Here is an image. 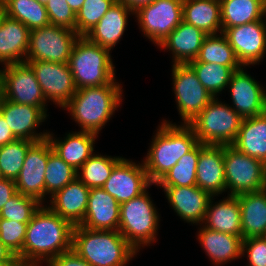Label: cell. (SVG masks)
I'll use <instances>...</instances> for the list:
<instances>
[{
	"instance_id": "9a60e30c",
	"label": "cell",
	"mask_w": 266,
	"mask_h": 266,
	"mask_svg": "<svg viewBox=\"0 0 266 266\" xmlns=\"http://www.w3.org/2000/svg\"><path fill=\"white\" fill-rule=\"evenodd\" d=\"M53 151L48 139L35 142L27 151L23 167L15 180L18 193L33 197L44 204L45 170L49 154Z\"/></svg>"
},
{
	"instance_id": "ac0fdd59",
	"label": "cell",
	"mask_w": 266,
	"mask_h": 266,
	"mask_svg": "<svg viewBox=\"0 0 266 266\" xmlns=\"http://www.w3.org/2000/svg\"><path fill=\"white\" fill-rule=\"evenodd\" d=\"M243 66L231 75L229 86L233 105L242 117L249 118L265 113V90L243 70Z\"/></svg>"
},
{
	"instance_id": "f5cc1de1",
	"label": "cell",
	"mask_w": 266,
	"mask_h": 266,
	"mask_svg": "<svg viewBox=\"0 0 266 266\" xmlns=\"http://www.w3.org/2000/svg\"><path fill=\"white\" fill-rule=\"evenodd\" d=\"M39 264H42V263L16 261L12 266H42V265H39Z\"/></svg>"
},
{
	"instance_id": "4fadbf2b",
	"label": "cell",
	"mask_w": 266,
	"mask_h": 266,
	"mask_svg": "<svg viewBox=\"0 0 266 266\" xmlns=\"http://www.w3.org/2000/svg\"><path fill=\"white\" fill-rule=\"evenodd\" d=\"M47 100L64 107L76 93L77 88L68 63L49 61L27 62Z\"/></svg>"
},
{
	"instance_id": "e0dca14e",
	"label": "cell",
	"mask_w": 266,
	"mask_h": 266,
	"mask_svg": "<svg viewBox=\"0 0 266 266\" xmlns=\"http://www.w3.org/2000/svg\"><path fill=\"white\" fill-rule=\"evenodd\" d=\"M0 114L17 139H27L34 142L47 139V131L43 133H36L35 131L49 116L46 107L17 104L5 99Z\"/></svg>"
},
{
	"instance_id": "7dc6e473",
	"label": "cell",
	"mask_w": 266,
	"mask_h": 266,
	"mask_svg": "<svg viewBox=\"0 0 266 266\" xmlns=\"http://www.w3.org/2000/svg\"><path fill=\"white\" fill-rule=\"evenodd\" d=\"M17 139L9 128L8 123L4 120L0 114V146L6 145Z\"/></svg>"
},
{
	"instance_id": "4dcf8cb0",
	"label": "cell",
	"mask_w": 266,
	"mask_h": 266,
	"mask_svg": "<svg viewBox=\"0 0 266 266\" xmlns=\"http://www.w3.org/2000/svg\"><path fill=\"white\" fill-rule=\"evenodd\" d=\"M183 21L207 35L222 33L220 0H183Z\"/></svg>"
},
{
	"instance_id": "bcb514c9",
	"label": "cell",
	"mask_w": 266,
	"mask_h": 266,
	"mask_svg": "<svg viewBox=\"0 0 266 266\" xmlns=\"http://www.w3.org/2000/svg\"><path fill=\"white\" fill-rule=\"evenodd\" d=\"M16 193L15 180L6 178L0 180V211Z\"/></svg>"
},
{
	"instance_id": "f35d334b",
	"label": "cell",
	"mask_w": 266,
	"mask_h": 266,
	"mask_svg": "<svg viewBox=\"0 0 266 266\" xmlns=\"http://www.w3.org/2000/svg\"><path fill=\"white\" fill-rule=\"evenodd\" d=\"M76 177L77 171L52 151L45 170V196L47 194L53 196Z\"/></svg>"
},
{
	"instance_id": "cb8c5ba5",
	"label": "cell",
	"mask_w": 266,
	"mask_h": 266,
	"mask_svg": "<svg viewBox=\"0 0 266 266\" xmlns=\"http://www.w3.org/2000/svg\"><path fill=\"white\" fill-rule=\"evenodd\" d=\"M207 37L201 29L182 21L159 45L169 49L174 64H188L193 61Z\"/></svg>"
},
{
	"instance_id": "5bb4252c",
	"label": "cell",
	"mask_w": 266,
	"mask_h": 266,
	"mask_svg": "<svg viewBox=\"0 0 266 266\" xmlns=\"http://www.w3.org/2000/svg\"><path fill=\"white\" fill-rule=\"evenodd\" d=\"M258 20L225 29L222 34L244 67L259 63L266 54V21Z\"/></svg>"
},
{
	"instance_id": "74e56055",
	"label": "cell",
	"mask_w": 266,
	"mask_h": 266,
	"mask_svg": "<svg viewBox=\"0 0 266 266\" xmlns=\"http://www.w3.org/2000/svg\"><path fill=\"white\" fill-rule=\"evenodd\" d=\"M34 143L27 139H15L0 146V169L3 178L16 180L23 167L26 153Z\"/></svg>"
},
{
	"instance_id": "60d3db41",
	"label": "cell",
	"mask_w": 266,
	"mask_h": 266,
	"mask_svg": "<svg viewBox=\"0 0 266 266\" xmlns=\"http://www.w3.org/2000/svg\"><path fill=\"white\" fill-rule=\"evenodd\" d=\"M41 205L37 199L17 192L1 209L0 219L28 224Z\"/></svg>"
},
{
	"instance_id": "6da1fadb",
	"label": "cell",
	"mask_w": 266,
	"mask_h": 266,
	"mask_svg": "<svg viewBox=\"0 0 266 266\" xmlns=\"http://www.w3.org/2000/svg\"><path fill=\"white\" fill-rule=\"evenodd\" d=\"M74 225L44 205L28 223L20 262L49 263L61 253L72 249ZM43 261V262H42Z\"/></svg>"
},
{
	"instance_id": "e575fe53",
	"label": "cell",
	"mask_w": 266,
	"mask_h": 266,
	"mask_svg": "<svg viewBox=\"0 0 266 266\" xmlns=\"http://www.w3.org/2000/svg\"><path fill=\"white\" fill-rule=\"evenodd\" d=\"M122 157L93 154L77 171V178L88 188H101ZM80 170V171H79Z\"/></svg>"
},
{
	"instance_id": "3957f363",
	"label": "cell",
	"mask_w": 266,
	"mask_h": 266,
	"mask_svg": "<svg viewBox=\"0 0 266 266\" xmlns=\"http://www.w3.org/2000/svg\"><path fill=\"white\" fill-rule=\"evenodd\" d=\"M72 249L91 266H126L138 253L118 230L75 225Z\"/></svg>"
},
{
	"instance_id": "4316f807",
	"label": "cell",
	"mask_w": 266,
	"mask_h": 266,
	"mask_svg": "<svg viewBox=\"0 0 266 266\" xmlns=\"http://www.w3.org/2000/svg\"><path fill=\"white\" fill-rule=\"evenodd\" d=\"M198 240L212 264L221 266L242 257L243 237L213 231L202 226Z\"/></svg>"
},
{
	"instance_id": "44dd1931",
	"label": "cell",
	"mask_w": 266,
	"mask_h": 266,
	"mask_svg": "<svg viewBox=\"0 0 266 266\" xmlns=\"http://www.w3.org/2000/svg\"><path fill=\"white\" fill-rule=\"evenodd\" d=\"M120 221V204L102 187L91 188L88 196L87 210L79 224L92 230H118Z\"/></svg>"
},
{
	"instance_id": "681fc988",
	"label": "cell",
	"mask_w": 266,
	"mask_h": 266,
	"mask_svg": "<svg viewBox=\"0 0 266 266\" xmlns=\"http://www.w3.org/2000/svg\"><path fill=\"white\" fill-rule=\"evenodd\" d=\"M155 0H116V2L122 3L133 12H136L139 8L151 4Z\"/></svg>"
},
{
	"instance_id": "f546056e",
	"label": "cell",
	"mask_w": 266,
	"mask_h": 266,
	"mask_svg": "<svg viewBox=\"0 0 266 266\" xmlns=\"http://www.w3.org/2000/svg\"><path fill=\"white\" fill-rule=\"evenodd\" d=\"M232 146L266 163V113L243 118Z\"/></svg>"
},
{
	"instance_id": "7c38bea8",
	"label": "cell",
	"mask_w": 266,
	"mask_h": 266,
	"mask_svg": "<svg viewBox=\"0 0 266 266\" xmlns=\"http://www.w3.org/2000/svg\"><path fill=\"white\" fill-rule=\"evenodd\" d=\"M0 76L4 84L5 99L17 104L46 107L47 101L27 62L4 66Z\"/></svg>"
},
{
	"instance_id": "680465c9",
	"label": "cell",
	"mask_w": 266,
	"mask_h": 266,
	"mask_svg": "<svg viewBox=\"0 0 266 266\" xmlns=\"http://www.w3.org/2000/svg\"><path fill=\"white\" fill-rule=\"evenodd\" d=\"M265 113H266V92H265Z\"/></svg>"
},
{
	"instance_id": "b9f144b4",
	"label": "cell",
	"mask_w": 266,
	"mask_h": 266,
	"mask_svg": "<svg viewBox=\"0 0 266 266\" xmlns=\"http://www.w3.org/2000/svg\"><path fill=\"white\" fill-rule=\"evenodd\" d=\"M27 223L0 219V241L17 257L22 252Z\"/></svg>"
},
{
	"instance_id": "7a4b0ae2",
	"label": "cell",
	"mask_w": 266,
	"mask_h": 266,
	"mask_svg": "<svg viewBox=\"0 0 266 266\" xmlns=\"http://www.w3.org/2000/svg\"><path fill=\"white\" fill-rule=\"evenodd\" d=\"M143 165L152 184H156L186 153L198 143L193 129L186 124L161 122Z\"/></svg>"
},
{
	"instance_id": "5b68a950",
	"label": "cell",
	"mask_w": 266,
	"mask_h": 266,
	"mask_svg": "<svg viewBox=\"0 0 266 266\" xmlns=\"http://www.w3.org/2000/svg\"><path fill=\"white\" fill-rule=\"evenodd\" d=\"M112 60L109 49L80 36L68 62L76 88L112 84L115 81V66Z\"/></svg>"
},
{
	"instance_id": "11a10c76",
	"label": "cell",
	"mask_w": 266,
	"mask_h": 266,
	"mask_svg": "<svg viewBox=\"0 0 266 266\" xmlns=\"http://www.w3.org/2000/svg\"><path fill=\"white\" fill-rule=\"evenodd\" d=\"M264 20L266 21V0H264Z\"/></svg>"
},
{
	"instance_id": "1f68e13d",
	"label": "cell",
	"mask_w": 266,
	"mask_h": 266,
	"mask_svg": "<svg viewBox=\"0 0 266 266\" xmlns=\"http://www.w3.org/2000/svg\"><path fill=\"white\" fill-rule=\"evenodd\" d=\"M222 32L264 18V0H220Z\"/></svg>"
},
{
	"instance_id": "8fae6325",
	"label": "cell",
	"mask_w": 266,
	"mask_h": 266,
	"mask_svg": "<svg viewBox=\"0 0 266 266\" xmlns=\"http://www.w3.org/2000/svg\"><path fill=\"white\" fill-rule=\"evenodd\" d=\"M134 15L143 34L159 46L183 21V0H155Z\"/></svg>"
},
{
	"instance_id": "9f6ffc18",
	"label": "cell",
	"mask_w": 266,
	"mask_h": 266,
	"mask_svg": "<svg viewBox=\"0 0 266 266\" xmlns=\"http://www.w3.org/2000/svg\"><path fill=\"white\" fill-rule=\"evenodd\" d=\"M7 0H0V7L6 2Z\"/></svg>"
},
{
	"instance_id": "ba28073f",
	"label": "cell",
	"mask_w": 266,
	"mask_h": 266,
	"mask_svg": "<svg viewBox=\"0 0 266 266\" xmlns=\"http://www.w3.org/2000/svg\"><path fill=\"white\" fill-rule=\"evenodd\" d=\"M224 171L228 196L259 191L266 188V167L259 159L225 145Z\"/></svg>"
},
{
	"instance_id": "f6af8a7d",
	"label": "cell",
	"mask_w": 266,
	"mask_h": 266,
	"mask_svg": "<svg viewBox=\"0 0 266 266\" xmlns=\"http://www.w3.org/2000/svg\"><path fill=\"white\" fill-rule=\"evenodd\" d=\"M48 266H91L88 262L82 259L73 249L68 252L61 253L53 258Z\"/></svg>"
},
{
	"instance_id": "6f0895ef",
	"label": "cell",
	"mask_w": 266,
	"mask_h": 266,
	"mask_svg": "<svg viewBox=\"0 0 266 266\" xmlns=\"http://www.w3.org/2000/svg\"><path fill=\"white\" fill-rule=\"evenodd\" d=\"M3 179V174L1 172V169H0V180Z\"/></svg>"
},
{
	"instance_id": "ffe728a7",
	"label": "cell",
	"mask_w": 266,
	"mask_h": 266,
	"mask_svg": "<svg viewBox=\"0 0 266 266\" xmlns=\"http://www.w3.org/2000/svg\"><path fill=\"white\" fill-rule=\"evenodd\" d=\"M172 209L188 223L203 224L211 195L198 186L162 187ZM202 222V223H201Z\"/></svg>"
},
{
	"instance_id": "8992f818",
	"label": "cell",
	"mask_w": 266,
	"mask_h": 266,
	"mask_svg": "<svg viewBox=\"0 0 266 266\" xmlns=\"http://www.w3.org/2000/svg\"><path fill=\"white\" fill-rule=\"evenodd\" d=\"M159 219L158 211L146 190L120 204L118 231L139 252L141 247L150 246L157 240Z\"/></svg>"
},
{
	"instance_id": "d6a6232c",
	"label": "cell",
	"mask_w": 266,
	"mask_h": 266,
	"mask_svg": "<svg viewBox=\"0 0 266 266\" xmlns=\"http://www.w3.org/2000/svg\"><path fill=\"white\" fill-rule=\"evenodd\" d=\"M3 12L22 22L30 31L50 25L45 5L37 0H7Z\"/></svg>"
},
{
	"instance_id": "f907efd6",
	"label": "cell",
	"mask_w": 266,
	"mask_h": 266,
	"mask_svg": "<svg viewBox=\"0 0 266 266\" xmlns=\"http://www.w3.org/2000/svg\"><path fill=\"white\" fill-rule=\"evenodd\" d=\"M66 1H67L68 5L70 6V8L75 13H77L81 9L83 3L85 2V0H66Z\"/></svg>"
},
{
	"instance_id": "277c9868",
	"label": "cell",
	"mask_w": 266,
	"mask_h": 266,
	"mask_svg": "<svg viewBox=\"0 0 266 266\" xmlns=\"http://www.w3.org/2000/svg\"><path fill=\"white\" fill-rule=\"evenodd\" d=\"M116 80L112 84L77 89L67 109L81 131L99 134L122 102V91Z\"/></svg>"
},
{
	"instance_id": "ab89813d",
	"label": "cell",
	"mask_w": 266,
	"mask_h": 266,
	"mask_svg": "<svg viewBox=\"0 0 266 266\" xmlns=\"http://www.w3.org/2000/svg\"><path fill=\"white\" fill-rule=\"evenodd\" d=\"M116 0H85L76 13V32L85 36L114 5Z\"/></svg>"
},
{
	"instance_id": "c3c4849f",
	"label": "cell",
	"mask_w": 266,
	"mask_h": 266,
	"mask_svg": "<svg viewBox=\"0 0 266 266\" xmlns=\"http://www.w3.org/2000/svg\"><path fill=\"white\" fill-rule=\"evenodd\" d=\"M16 261L14 254L0 241V263L12 266Z\"/></svg>"
},
{
	"instance_id": "83f0119b",
	"label": "cell",
	"mask_w": 266,
	"mask_h": 266,
	"mask_svg": "<svg viewBox=\"0 0 266 266\" xmlns=\"http://www.w3.org/2000/svg\"><path fill=\"white\" fill-rule=\"evenodd\" d=\"M213 196L208 205L203 221L205 228L242 237L241 212L237 196H227L213 204ZM221 201V202H220Z\"/></svg>"
},
{
	"instance_id": "7bdbcfd3",
	"label": "cell",
	"mask_w": 266,
	"mask_h": 266,
	"mask_svg": "<svg viewBox=\"0 0 266 266\" xmlns=\"http://www.w3.org/2000/svg\"><path fill=\"white\" fill-rule=\"evenodd\" d=\"M45 8L51 25L76 31V13L66 0H49Z\"/></svg>"
},
{
	"instance_id": "d6986e66",
	"label": "cell",
	"mask_w": 266,
	"mask_h": 266,
	"mask_svg": "<svg viewBox=\"0 0 266 266\" xmlns=\"http://www.w3.org/2000/svg\"><path fill=\"white\" fill-rule=\"evenodd\" d=\"M224 152L225 145H205L199 142L196 186L213 197L226 192Z\"/></svg>"
},
{
	"instance_id": "603a6c76",
	"label": "cell",
	"mask_w": 266,
	"mask_h": 266,
	"mask_svg": "<svg viewBox=\"0 0 266 266\" xmlns=\"http://www.w3.org/2000/svg\"><path fill=\"white\" fill-rule=\"evenodd\" d=\"M89 192L90 188L76 177L64 188L50 196L48 207L74 226L79 225L87 210Z\"/></svg>"
},
{
	"instance_id": "d590c367",
	"label": "cell",
	"mask_w": 266,
	"mask_h": 266,
	"mask_svg": "<svg viewBox=\"0 0 266 266\" xmlns=\"http://www.w3.org/2000/svg\"><path fill=\"white\" fill-rule=\"evenodd\" d=\"M199 157V143L186 153L155 185L161 187L196 186V169Z\"/></svg>"
},
{
	"instance_id": "52a82bcc",
	"label": "cell",
	"mask_w": 266,
	"mask_h": 266,
	"mask_svg": "<svg viewBox=\"0 0 266 266\" xmlns=\"http://www.w3.org/2000/svg\"><path fill=\"white\" fill-rule=\"evenodd\" d=\"M217 98L214 97L188 125L202 144L232 145L243 118Z\"/></svg>"
},
{
	"instance_id": "7402d4cb",
	"label": "cell",
	"mask_w": 266,
	"mask_h": 266,
	"mask_svg": "<svg viewBox=\"0 0 266 266\" xmlns=\"http://www.w3.org/2000/svg\"><path fill=\"white\" fill-rule=\"evenodd\" d=\"M29 34L30 30L22 22L7 16L1 7L0 63L6 66L25 62Z\"/></svg>"
},
{
	"instance_id": "9c48e42d",
	"label": "cell",
	"mask_w": 266,
	"mask_h": 266,
	"mask_svg": "<svg viewBox=\"0 0 266 266\" xmlns=\"http://www.w3.org/2000/svg\"><path fill=\"white\" fill-rule=\"evenodd\" d=\"M79 37L76 31L51 24L33 29L29 34V47L25 62L68 63Z\"/></svg>"
},
{
	"instance_id": "836d02e7",
	"label": "cell",
	"mask_w": 266,
	"mask_h": 266,
	"mask_svg": "<svg viewBox=\"0 0 266 266\" xmlns=\"http://www.w3.org/2000/svg\"><path fill=\"white\" fill-rule=\"evenodd\" d=\"M188 65L194 70L198 80L212 97H217L218 93L225 90L233 72L242 67L197 62L195 59Z\"/></svg>"
},
{
	"instance_id": "d4e9b609",
	"label": "cell",
	"mask_w": 266,
	"mask_h": 266,
	"mask_svg": "<svg viewBox=\"0 0 266 266\" xmlns=\"http://www.w3.org/2000/svg\"><path fill=\"white\" fill-rule=\"evenodd\" d=\"M130 14L134 15V12L122 3L115 2L85 37L111 51L123 36Z\"/></svg>"
},
{
	"instance_id": "8d00e7d4",
	"label": "cell",
	"mask_w": 266,
	"mask_h": 266,
	"mask_svg": "<svg viewBox=\"0 0 266 266\" xmlns=\"http://www.w3.org/2000/svg\"><path fill=\"white\" fill-rule=\"evenodd\" d=\"M195 60L223 66H242L237 60L233 48L222 33L207 35Z\"/></svg>"
},
{
	"instance_id": "30bf717a",
	"label": "cell",
	"mask_w": 266,
	"mask_h": 266,
	"mask_svg": "<svg viewBox=\"0 0 266 266\" xmlns=\"http://www.w3.org/2000/svg\"><path fill=\"white\" fill-rule=\"evenodd\" d=\"M173 90L182 124L188 125L214 98L188 64L172 65Z\"/></svg>"
},
{
	"instance_id": "484cf974",
	"label": "cell",
	"mask_w": 266,
	"mask_h": 266,
	"mask_svg": "<svg viewBox=\"0 0 266 266\" xmlns=\"http://www.w3.org/2000/svg\"><path fill=\"white\" fill-rule=\"evenodd\" d=\"M97 134L79 131L67 134L64 140H58L48 132L47 139L53 151L76 171L94 154V142Z\"/></svg>"
},
{
	"instance_id": "ee69618b",
	"label": "cell",
	"mask_w": 266,
	"mask_h": 266,
	"mask_svg": "<svg viewBox=\"0 0 266 266\" xmlns=\"http://www.w3.org/2000/svg\"><path fill=\"white\" fill-rule=\"evenodd\" d=\"M247 254V266H266V239L263 236L244 238L242 256Z\"/></svg>"
},
{
	"instance_id": "2e32d148",
	"label": "cell",
	"mask_w": 266,
	"mask_h": 266,
	"mask_svg": "<svg viewBox=\"0 0 266 266\" xmlns=\"http://www.w3.org/2000/svg\"><path fill=\"white\" fill-rule=\"evenodd\" d=\"M152 185L143 163L123 158L112 170L102 188L121 204L147 190Z\"/></svg>"
},
{
	"instance_id": "816d5d0a",
	"label": "cell",
	"mask_w": 266,
	"mask_h": 266,
	"mask_svg": "<svg viewBox=\"0 0 266 266\" xmlns=\"http://www.w3.org/2000/svg\"><path fill=\"white\" fill-rule=\"evenodd\" d=\"M4 100H5L4 84L0 76V109H1V106L3 105Z\"/></svg>"
},
{
	"instance_id": "db71d44e",
	"label": "cell",
	"mask_w": 266,
	"mask_h": 266,
	"mask_svg": "<svg viewBox=\"0 0 266 266\" xmlns=\"http://www.w3.org/2000/svg\"><path fill=\"white\" fill-rule=\"evenodd\" d=\"M40 4L46 5L49 0H37Z\"/></svg>"
},
{
	"instance_id": "f1b7e54d",
	"label": "cell",
	"mask_w": 266,
	"mask_h": 266,
	"mask_svg": "<svg viewBox=\"0 0 266 266\" xmlns=\"http://www.w3.org/2000/svg\"><path fill=\"white\" fill-rule=\"evenodd\" d=\"M241 212L242 237L264 236L266 232V188L237 195Z\"/></svg>"
}]
</instances>
